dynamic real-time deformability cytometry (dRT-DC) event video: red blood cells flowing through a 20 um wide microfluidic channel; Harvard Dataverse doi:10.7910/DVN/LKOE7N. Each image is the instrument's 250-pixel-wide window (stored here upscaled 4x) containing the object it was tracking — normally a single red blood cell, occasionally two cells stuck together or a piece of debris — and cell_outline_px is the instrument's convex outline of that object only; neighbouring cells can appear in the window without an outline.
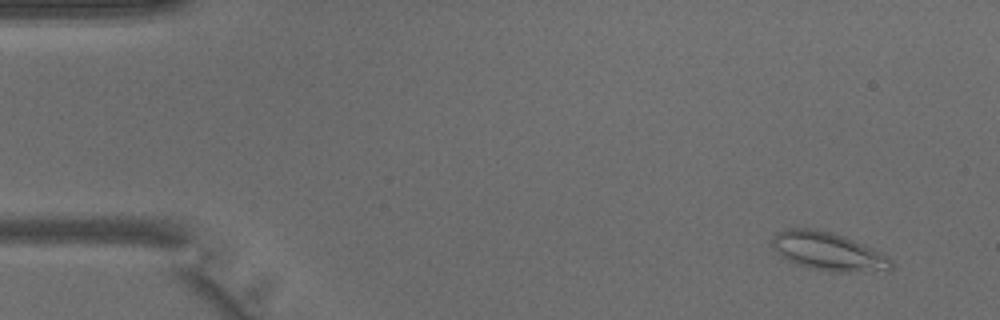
{"species": "common noctule bat (a hibernating species)", "species_latin": "Nyctalus noctula", "temperature_condition": "warm", "stored_images_in_passage": 44, "camera_frame_rate_fps": 3000, "um_per_image_px": 0.085, "animal": {"sex": "male", "body_mass_g": 15.6}, "frame": {"image": 1, "passage_image": 4, "time_ms": 1.0, "image_size_px": [1000, 320], "cell_outline_px": [[896, 264], [892, 268], [852, 272], [828, 272], [808, 268], [784, 260], [776, 252], [772, 244], [772, 236], [776, 232], [784, 228], [816, 228], [832, 232], [844, 236], [864, 244], [880, 252], [892, 260]], "centroid_in_image_um": [70.32, 21.36], "position_along_channel_um": 14.7, "area_um2": 26.88}}
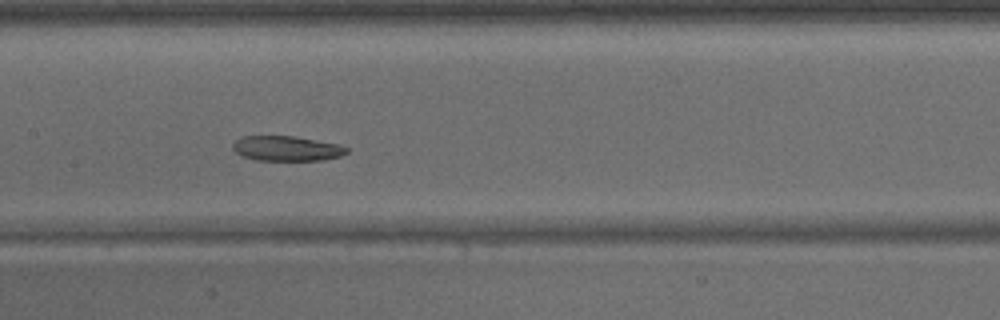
{"frame": {"image": 2, "passage_image": 22, "time_ms": 7.0, "image_size_px": [1000, 320], "cell_outline_px": [[348, 152], [340, 156], [320, 160], [256, 160], [240, 156], [232, 148], [232, 144], [240, 136], [296, 136], [340, 144], [348, 148]], "centroid_in_image_um": [24.35, 12.61], "position_along_channel_um": 183.1, "area_um2": 16.7}}
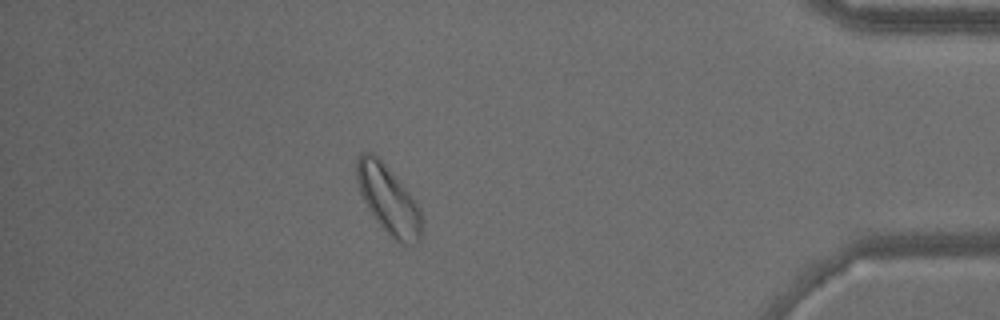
{"frame": {"image": 3, "passage_image": 39, "time_ms": 12.667, "image_size_px": [1000, 320], "cell_outline_px": [[420, 240], [416, 244], [400, 244], [376, 220], [368, 208], [360, 192], [356, 180], [356, 160], [360, 152], [372, 152], [388, 168], [408, 192], [420, 208]], "centroid_in_image_um": [32.98, 16.95], "position_along_channel_um": 402.2, "area_um2": 25.2}}